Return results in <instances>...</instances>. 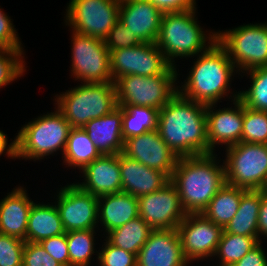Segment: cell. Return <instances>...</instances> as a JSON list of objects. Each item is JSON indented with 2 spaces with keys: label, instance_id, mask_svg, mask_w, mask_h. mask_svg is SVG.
<instances>
[{
  "label": "cell",
  "instance_id": "obj_1",
  "mask_svg": "<svg viewBox=\"0 0 267 266\" xmlns=\"http://www.w3.org/2000/svg\"><path fill=\"white\" fill-rule=\"evenodd\" d=\"M157 130L179 158L210 154L204 104L177 93L159 110Z\"/></svg>",
  "mask_w": 267,
  "mask_h": 266
},
{
  "label": "cell",
  "instance_id": "obj_2",
  "mask_svg": "<svg viewBox=\"0 0 267 266\" xmlns=\"http://www.w3.org/2000/svg\"><path fill=\"white\" fill-rule=\"evenodd\" d=\"M190 69L184 84L178 86V93L186 99L210 105L217 104L229 93L231 102L239 98V92L233 94L230 90L232 76L237 74V70L227 50L218 41L197 55Z\"/></svg>",
  "mask_w": 267,
  "mask_h": 266
},
{
  "label": "cell",
  "instance_id": "obj_3",
  "mask_svg": "<svg viewBox=\"0 0 267 266\" xmlns=\"http://www.w3.org/2000/svg\"><path fill=\"white\" fill-rule=\"evenodd\" d=\"M217 156L211 153L178 159L171 182L187 214H201L226 183L225 165L219 163Z\"/></svg>",
  "mask_w": 267,
  "mask_h": 266
},
{
  "label": "cell",
  "instance_id": "obj_4",
  "mask_svg": "<svg viewBox=\"0 0 267 266\" xmlns=\"http://www.w3.org/2000/svg\"><path fill=\"white\" fill-rule=\"evenodd\" d=\"M195 17L196 9L163 13L155 43L174 67V59L199 55L217 41V32L203 31Z\"/></svg>",
  "mask_w": 267,
  "mask_h": 266
},
{
  "label": "cell",
  "instance_id": "obj_5",
  "mask_svg": "<svg viewBox=\"0 0 267 266\" xmlns=\"http://www.w3.org/2000/svg\"><path fill=\"white\" fill-rule=\"evenodd\" d=\"M56 108L73 128H83L90 120L100 118L117 107L115 82L81 83L56 94Z\"/></svg>",
  "mask_w": 267,
  "mask_h": 266
},
{
  "label": "cell",
  "instance_id": "obj_6",
  "mask_svg": "<svg viewBox=\"0 0 267 266\" xmlns=\"http://www.w3.org/2000/svg\"><path fill=\"white\" fill-rule=\"evenodd\" d=\"M55 109L21 127L15 136L17 159L36 161L59 150L64 153L72 127L64 115L56 107Z\"/></svg>",
  "mask_w": 267,
  "mask_h": 266
},
{
  "label": "cell",
  "instance_id": "obj_7",
  "mask_svg": "<svg viewBox=\"0 0 267 266\" xmlns=\"http://www.w3.org/2000/svg\"><path fill=\"white\" fill-rule=\"evenodd\" d=\"M177 68L171 66L155 76L128 75L115 82L117 105H137L162 109L178 93Z\"/></svg>",
  "mask_w": 267,
  "mask_h": 266
},
{
  "label": "cell",
  "instance_id": "obj_8",
  "mask_svg": "<svg viewBox=\"0 0 267 266\" xmlns=\"http://www.w3.org/2000/svg\"><path fill=\"white\" fill-rule=\"evenodd\" d=\"M217 41L227 50L240 74L267 66V23L243 24L217 31Z\"/></svg>",
  "mask_w": 267,
  "mask_h": 266
},
{
  "label": "cell",
  "instance_id": "obj_9",
  "mask_svg": "<svg viewBox=\"0 0 267 266\" xmlns=\"http://www.w3.org/2000/svg\"><path fill=\"white\" fill-rule=\"evenodd\" d=\"M226 183L245 190H260L267 178V144L244 143L225 150Z\"/></svg>",
  "mask_w": 267,
  "mask_h": 266
},
{
  "label": "cell",
  "instance_id": "obj_10",
  "mask_svg": "<svg viewBox=\"0 0 267 266\" xmlns=\"http://www.w3.org/2000/svg\"><path fill=\"white\" fill-rule=\"evenodd\" d=\"M71 76L81 83L114 82L110 52L103 39L72 31Z\"/></svg>",
  "mask_w": 267,
  "mask_h": 266
},
{
  "label": "cell",
  "instance_id": "obj_11",
  "mask_svg": "<svg viewBox=\"0 0 267 266\" xmlns=\"http://www.w3.org/2000/svg\"><path fill=\"white\" fill-rule=\"evenodd\" d=\"M65 23L71 31L105 39L119 21L120 0H70Z\"/></svg>",
  "mask_w": 267,
  "mask_h": 266
},
{
  "label": "cell",
  "instance_id": "obj_12",
  "mask_svg": "<svg viewBox=\"0 0 267 266\" xmlns=\"http://www.w3.org/2000/svg\"><path fill=\"white\" fill-rule=\"evenodd\" d=\"M171 66L156 43H141L110 52V71L114 82L128 75H162Z\"/></svg>",
  "mask_w": 267,
  "mask_h": 266
},
{
  "label": "cell",
  "instance_id": "obj_13",
  "mask_svg": "<svg viewBox=\"0 0 267 266\" xmlns=\"http://www.w3.org/2000/svg\"><path fill=\"white\" fill-rule=\"evenodd\" d=\"M58 191L55 205L66 232L98 227L97 196L84 191L76 183L67 184Z\"/></svg>",
  "mask_w": 267,
  "mask_h": 266
},
{
  "label": "cell",
  "instance_id": "obj_14",
  "mask_svg": "<svg viewBox=\"0 0 267 266\" xmlns=\"http://www.w3.org/2000/svg\"><path fill=\"white\" fill-rule=\"evenodd\" d=\"M139 216L153 229H177L187 213L175 185L138 197Z\"/></svg>",
  "mask_w": 267,
  "mask_h": 266
},
{
  "label": "cell",
  "instance_id": "obj_15",
  "mask_svg": "<svg viewBox=\"0 0 267 266\" xmlns=\"http://www.w3.org/2000/svg\"><path fill=\"white\" fill-rule=\"evenodd\" d=\"M177 232L183 255L191 263L214 257L223 228L202 214H187L178 225Z\"/></svg>",
  "mask_w": 267,
  "mask_h": 266
},
{
  "label": "cell",
  "instance_id": "obj_16",
  "mask_svg": "<svg viewBox=\"0 0 267 266\" xmlns=\"http://www.w3.org/2000/svg\"><path fill=\"white\" fill-rule=\"evenodd\" d=\"M122 153L149 168L166 173L170 178L179 159L161 139L158 130L124 140Z\"/></svg>",
  "mask_w": 267,
  "mask_h": 266
},
{
  "label": "cell",
  "instance_id": "obj_17",
  "mask_svg": "<svg viewBox=\"0 0 267 266\" xmlns=\"http://www.w3.org/2000/svg\"><path fill=\"white\" fill-rule=\"evenodd\" d=\"M232 104L234 108L222 109L215 108L217 104L206 105L207 141L210 154L215 153L216 145L224 144L227 148L241 142L244 105L239 99L234 100Z\"/></svg>",
  "mask_w": 267,
  "mask_h": 266
},
{
  "label": "cell",
  "instance_id": "obj_18",
  "mask_svg": "<svg viewBox=\"0 0 267 266\" xmlns=\"http://www.w3.org/2000/svg\"><path fill=\"white\" fill-rule=\"evenodd\" d=\"M137 266H188L177 229L153 230L137 254Z\"/></svg>",
  "mask_w": 267,
  "mask_h": 266
},
{
  "label": "cell",
  "instance_id": "obj_19",
  "mask_svg": "<svg viewBox=\"0 0 267 266\" xmlns=\"http://www.w3.org/2000/svg\"><path fill=\"white\" fill-rule=\"evenodd\" d=\"M163 13L149 0H120L119 21L142 43H155Z\"/></svg>",
  "mask_w": 267,
  "mask_h": 266
},
{
  "label": "cell",
  "instance_id": "obj_20",
  "mask_svg": "<svg viewBox=\"0 0 267 266\" xmlns=\"http://www.w3.org/2000/svg\"><path fill=\"white\" fill-rule=\"evenodd\" d=\"M84 182L76 184L97 197L122 192L119 154L102 155L81 171Z\"/></svg>",
  "mask_w": 267,
  "mask_h": 266
},
{
  "label": "cell",
  "instance_id": "obj_21",
  "mask_svg": "<svg viewBox=\"0 0 267 266\" xmlns=\"http://www.w3.org/2000/svg\"><path fill=\"white\" fill-rule=\"evenodd\" d=\"M122 192L134 197L156 192L171 181L164 172L149 168L140 162L127 157L122 152L119 154Z\"/></svg>",
  "mask_w": 267,
  "mask_h": 266
},
{
  "label": "cell",
  "instance_id": "obj_22",
  "mask_svg": "<svg viewBox=\"0 0 267 266\" xmlns=\"http://www.w3.org/2000/svg\"><path fill=\"white\" fill-rule=\"evenodd\" d=\"M26 188L15 187L0 200V233L26 241L29 212L34 201Z\"/></svg>",
  "mask_w": 267,
  "mask_h": 266
},
{
  "label": "cell",
  "instance_id": "obj_23",
  "mask_svg": "<svg viewBox=\"0 0 267 266\" xmlns=\"http://www.w3.org/2000/svg\"><path fill=\"white\" fill-rule=\"evenodd\" d=\"M122 123V107L117 106L105 116L90 120L83 128L102 155H114L123 151Z\"/></svg>",
  "mask_w": 267,
  "mask_h": 266
},
{
  "label": "cell",
  "instance_id": "obj_24",
  "mask_svg": "<svg viewBox=\"0 0 267 266\" xmlns=\"http://www.w3.org/2000/svg\"><path fill=\"white\" fill-rule=\"evenodd\" d=\"M139 216L138 198L125 192L98 197V225L105 234Z\"/></svg>",
  "mask_w": 267,
  "mask_h": 266
},
{
  "label": "cell",
  "instance_id": "obj_25",
  "mask_svg": "<svg viewBox=\"0 0 267 266\" xmlns=\"http://www.w3.org/2000/svg\"><path fill=\"white\" fill-rule=\"evenodd\" d=\"M66 233L59 211L51 203L33 202L29 212L26 242L40 243L42 240Z\"/></svg>",
  "mask_w": 267,
  "mask_h": 266
},
{
  "label": "cell",
  "instance_id": "obj_26",
  "mask_svg": "<svg viewBox=\"0 0 267 266\" xmlns=\"http://www.w3.org/2000/svg\"><path fill=\"white\" fill-rule=\"evenodd\" d=\"M261 198V190H246L241 196L238 211L223 230L234 235L258 236Z\"/></svg>",
  "mask_w": 267,
  "mask_h": 266
},
{
  "label": "cell",
  "instance_id": "obj_27",
  "mask_svg": "<svg viewBox=\"0 0 267 266\" xmlns=\"http://www.w3.org/2000/svg\"><path fill=\"white\" fill-rule=\"evenodd\" d=\"M245 191L225 183L201 214L224 229L238 211L241 196Z\"/></svg>",
  "mask_w": 267,
  "mask_h": 266
},
{
  "label": "cell",
  "instance_id": "obj_28",
  "mask_svg": "<svg viewBox=\"0 0 267 266\" xmlns=\"http://www.w3.org/2000/svg\"><path fill=\"white\" fill-rule=\"evenodd\" d=\"M63 155V164L82 170L102 156L84 128H71Z\"/></svg>",
  "mask_w": 267,
  "mask_h": 266
},
{
  "label": "cell",
  "instance_id": "obj_29",
  "mask_svg": "<svg viewBox=\"0 0 267 266\" xmlns=\"http://www.w3.org/2000/svg\"><path fill=\"white\" fill-rule=\"evenodd\" d=\"M117 106L122 107L123 140L158 129V109L137 105Z\"/></svg>",
  "mask_w": 267,
  "mask_h": 266
},
{
  "label": "cell",
  "instance_id": "obj_30",
  "mask_svg": "<svg viewBox=\"0 0 267 266\" xmlns=\"http://www.w3.org/2000/svg\"><path fill=\"white\" fill-rule=\"evenodd\" d=\"M153 229L140 217L108 232L106 239L114 246L138 254Z\"/></svg>",
  "mask_w": 267,
  "mask_h": 266
},
{
  "label": "cell",
  "instance_id": "obj_31",
  "mask_svg": "<svg viewBox=\"0 0 267 266\" xmlns=\"http://www.w3.org/2000/svg\"><path fill=\"white\" fill-rule=\"evenodd\" d=\"M258 243V236L234 235L223 230L214 257L219 258V266H232Z\"/></svg>",
  "mask_w": 267,
  "mask_h": 266
},
{
  "label": "cell",
  "instance_id": "obj_32",
  "mask_svg": "<svg viewBox=\"0 0 267 266\" xmlns=\"http://www.w3.org/2000/svg\"><path fill=\"white\" fill-rule=\"evenodd\" d=\"M95 230H78L67 232V245L70 266H90L92 256L98 253L95 249Z\"/></svg>",
  "mask_w": 267,
  "mask_h": 266
},
{
  "label": "cell",
  "instance_id": "obj_33",
  "mask_svg": "<svg viewBox=\"0 0 267 266\" xmlns=\"http://www.w3.org/2000/svg\"><path fill=\"white\" fill-rule=\"evenodd\" d=\"M246 74L251 85L245 91H238V99L246 107L267 112V66L248 70Z\"/></svg>",
  "mask_w": 267,
  "mask_h": 266
},
{
  "label": "cell",
  "instance_id": "obj_34",
  "mask_svg": "<svg viewBox=\"0 0 267 266\" xmlns=\"http://www.w3.org/2000/svg\"><path fill=\"white\" fill-rule=\"evenodd\" d=\"M241 142L267 144V112L244 106Z\"/></svg>",
  "mask_w": 267,
  "mask_h": 266
},
{
  "label": "cell",
  "instance_id": "obj_35",
  "mask_svg": "<svg viewBox=\"0 0 267 266\" xmlns=\"http://www.w3.org/2000/svg\"><path fill=\"white\" fill-rule=\"evenodd\" d=\"M24 53V50L0 49V88H5L26 71Z\"/></svg>",
  "mask_w": 267,
  "mask_h": 266
},
{
  "label": "cell",
  "instance_id": "obj_36",
  "mask_svg": "<svg viewBox=\"0 0 267 266\" xmlns=\"http://www.w3.org/2000/svg\"><path fill=\"white\" fill-rule=\"evenodd\" d=\"M104 246L98 253V265L100 266H137V255L112 245L104 239Z\"/></svg>",
  "mask_w": 267,
  "mask_h": 266
},
{
  "label": "cell",
  "instance_id": "obj_37",
  "mask_svg": "<svg viewBox=\"0 0 267 266\" xmlns=\"http://www.w3.org/2000/svg\"><path fill=\"white\" fill-rule=\"evenodd\" d=\"M25 241L0 233V266H22Z\"/></svg>",
  "mask_w": 267,
  "mask_h": 266
},
{
  "label": "cell",
  "instance_id": "obj_38",
  "mask_svg": "<svg viewBox=\"0 0 267 266\" xmlns=\"http://www.w3.org/2000/svg\"><path fill=\"white\" fill-rule=\"evenodd\" d=\"M104 42L109 52L121 48L133 47L142 43L120 21L112 27Z\"/></svg>",
  "mask_w": 267,
  "mask_h": 266
},
{
  "label": "cell",
  "instance_id": "obj_39",
  "mask_svg": "<svg viewBox=\"0 0 267 266\" xmlns=\"http://www.w3.org/2000/svg\"><path fill=\"white\" fill-rule=\"evenodd\" d=\"M22 266H62L40 243L26 242L23 250Z\"/></svg>",
  "mask_w": 267,
  "mask_h": 266
},
{
  "label": "cell",
  "instance_id": "obj_40",
  "mask_svg": "<svg viewBox=\"0 0 267 266\" xmlns=\"http://www.w3.org/2000/svg\"><path fill=\"white\" fill-rule=\"evenodd\" d=\"M0 8V49L23 50L17 30L14 28L11 17Z\"/></svg>",
  "mask_w": 267,
  "mask_h": 266
},
{
  "label": "cell",
  "instance_id": "obj_41",
  "mask_svg": "<svg viewBox=\"0 0 267 266\" xmlns=\"http://www.w3.org/2000/svg\"><path fill=\"white\" fill-rule=\"evenodd\" d=\"M44 249L62 266H70L67 232L44 239L40 242Z\"/></svg>",
  "mask_w": 267,
  "mask_h": 266
},
{
  "label": "cell",
  "instance_id": "obj_42",
  "mask_svg": "<svg viewBox=\"0 0 267 266\" xmlns=\"http://www.w3.org/2000/svg\"><path fill=\"white\" fill-rule=\"evenodd\" d=\"M162 13L196 9V0H149Z\"/></svg>",
  "mask_w": 267,
  "mask_h": 266
},
{
  "label": "cell",
  "instance_id": "obj_43",
  "mask_svg": "<svg viewBox=\"0 0 267 266\" xmlns=\"http://www.w3.org/2000/svg\"><path fill=\"white\" fill-rule=\"evenodd\" d=\"M262 243L259 242L232 266H267V252L265 253Z\"/></svg>",
  "mask_w": 267,
  "mask_h": 266
},
{
  "label": "cell",
  "instance_id": "obj_44",
  "mask_svg": "<svg viewBox=\"0 0 267 266\" xmlns=\"http://www.w3.org/2000/svg\"><path fill=\"white\" fill-rule=\"evenodd\" d=\"M265 238L267 239V196L262 193L261 205H260L259 215H258L259 242H263L262 239L264 240Z\"/></svg>",
  "mask_w": 267,
  "mask_h": 266
},
{
  "label": "cell",
  "instance_id": "obj_45",
  "mask_svg": "<svg viewBox=\"0 0 267 266\" xmlns=\"http://www.w3.org/2000/svg\"><path fill=\"white\" fill-rule=\"evenodd\" d=\"M7 145H8V139L6 137V134L0 130V156L5 153L8 158L10 157L11 159H17L16 139H14L8 146Z\"/></svg>",
  "mask_w": 267,
  "mask_h": 266
},
{
  "label": "cell",
  "instance_id": "obj_46",
  "mask_svg": "<svg viewBox=\"0 0 267 266\" xmlns=\"http://www.w3.org/2000/svg\"><path fill=\"white\" fill-rule=\"evenodd\" d=\"M260 190L263 194H265L267 196V178H266L264 185L262 186V188Z\"/></svg>",
  "mask_w": 267,
  "mask_h": 266
}]
</instances>
